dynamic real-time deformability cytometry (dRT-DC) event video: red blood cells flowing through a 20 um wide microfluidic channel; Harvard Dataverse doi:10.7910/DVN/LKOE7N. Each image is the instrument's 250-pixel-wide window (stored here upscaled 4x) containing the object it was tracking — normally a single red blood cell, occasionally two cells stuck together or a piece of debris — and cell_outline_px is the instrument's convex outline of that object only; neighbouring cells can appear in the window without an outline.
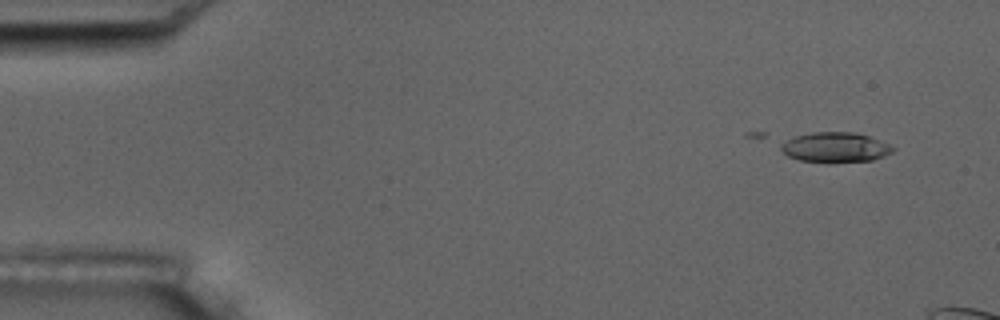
{"species": "common noctule bat (a hibernating species)", "species_latin": "Nyctalus noctula", "temperature_condition": "room temperature", "stored_images_in_passage": 4, "camera_frame_rate_fps": 3000, "um_per_image_px": 0.085, "animal": {"sex": "male", "body_mass_g": 17.5, "forearm_length_mm": 52.3}, "frame": {"image": 1, "passage_image": 1, "time_ms": 0.0, "image_size_px": [1000, 320], "cell_outline_px": [[896, 148], [892, 152], [884, 156], [872, 160], [800, 160], [788, 156], [780, 148], [780, 144], [796, 136], [812, 132], [856, 132], [868, 136], [888, 144]], "centroid_in_image_um": [71.01, 12.48], "position_along_channel_um": 14.0, "area_um2": 18.73}}